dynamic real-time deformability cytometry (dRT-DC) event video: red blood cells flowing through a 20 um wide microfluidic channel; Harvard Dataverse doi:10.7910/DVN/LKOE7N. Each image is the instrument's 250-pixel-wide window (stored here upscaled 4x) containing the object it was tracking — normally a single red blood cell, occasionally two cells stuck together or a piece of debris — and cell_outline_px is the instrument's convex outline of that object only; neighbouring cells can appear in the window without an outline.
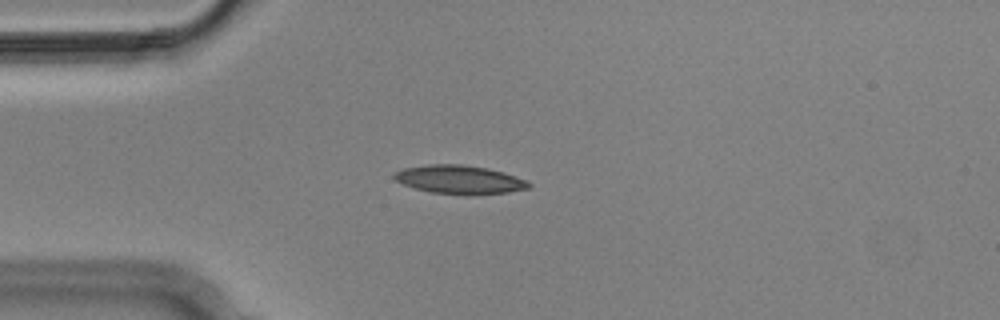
{"species": "Egyptian fruit bat (a non-hibernating species)", "species_latin": "Rousettus aegyptiacus", "temperature_condition": "cold", "stored_images_in_passage": 8, "camera_frame_rate_fps": 3000, "um_per_image_px": 0.085, "animal": {"sex": "male"}, "frame": {"image": 1, "passage_image": 4, "time_ms": 1.0, "image_size_px": [1000, 320], "cell_outline_px": [[532, 184], [528, 188], [508, 192], [472, 196], [464, 196], [432, 192], [416, 188], [404, 184], [396, 180], [392, 176], [396, 172], [404, 168], [428, 164], [460, 164], [488, 168], [504, 172], [528, 180]], "centroid_in_image_um": [39.11, 15.28], "position_along_channel_um": 45.9, "area_um2": 22.66}}
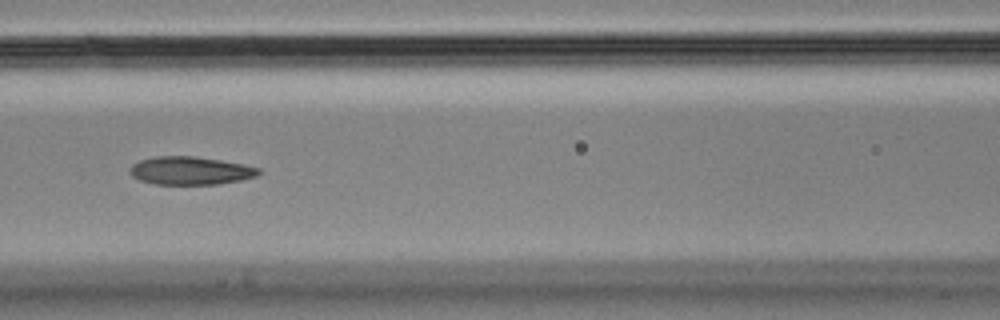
{"frame": {"image": 2, "passage_image": 7, "time_ms": 2.0, "image_size_px": [1000, 320], "cell_outline_px": [[260, 172], [256, 176], [240, 180], [216, 184], [156, 184], [140, 180], [132, 176], [128, 172], [132, 164], [140, 160], [156, 156], [196, 156], [244, 164], [260, 168]], "centroid_in_image_um": [16.16, 14.5], "position_along_channel_um": 150.4, "area_um2": 21.04}}
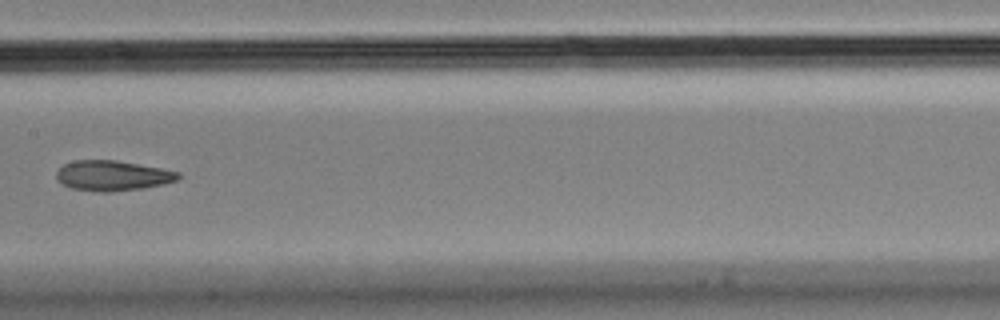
{"frame": {"image": 3, "passage_image": 8, "time_ms": 2.333, "image_size_px": [1000, 320], "cell_outline_px": [[180, 176], [176, 180], [164, 184], [144, 188], [112, 192], [100, 192], [72, 188], [64, 184], [56, 176], [56, 172], [64, 164], [72, 160], [116, 160], [160, 168], [180, 172]], "centroid_in_image_um": [9.58, 14.93], "position_along_channel_um": 197.8, "area_um2": 21.33}}